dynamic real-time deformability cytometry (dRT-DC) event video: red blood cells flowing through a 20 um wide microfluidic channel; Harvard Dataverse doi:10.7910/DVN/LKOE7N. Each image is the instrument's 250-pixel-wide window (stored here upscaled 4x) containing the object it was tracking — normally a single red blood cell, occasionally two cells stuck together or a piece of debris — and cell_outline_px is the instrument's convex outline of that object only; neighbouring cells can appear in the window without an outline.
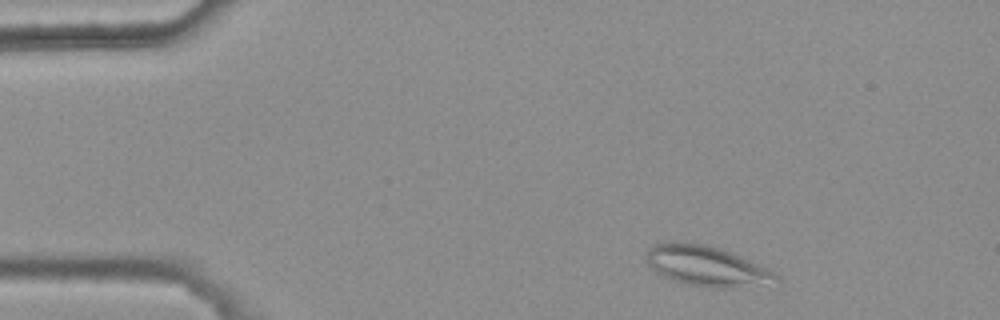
{"species": "common noctule bat (a hibernating species)", "species_latin": "Nyctalus noctula", "temperature_condition": "warm", "stored_images_in_passage": 4, "camera_frame_rate_fps": 3000, "um_per_image_px": 0.085, "animal": {"sex": "female", "body_mass_g": 25.1}, "frame": {"image": 1, "passage_image": 1, "time_ms": 0.0, "image_size_px": [1000, 320], "cell_outline_px": [[780, 280], [760, 284], [732, 288], [708, 288], [688, 284], [664, 276], [656, 272], [644, 260], [648, 248], [652, 244], [680, 240], [704, 244], [720, 248], [732, 252], [772, 268], [780, 276]], "centroid_in_image_um": [60.07, 22.58], "position_along_channel_um": 24.9, "area_um2": 30.98}}